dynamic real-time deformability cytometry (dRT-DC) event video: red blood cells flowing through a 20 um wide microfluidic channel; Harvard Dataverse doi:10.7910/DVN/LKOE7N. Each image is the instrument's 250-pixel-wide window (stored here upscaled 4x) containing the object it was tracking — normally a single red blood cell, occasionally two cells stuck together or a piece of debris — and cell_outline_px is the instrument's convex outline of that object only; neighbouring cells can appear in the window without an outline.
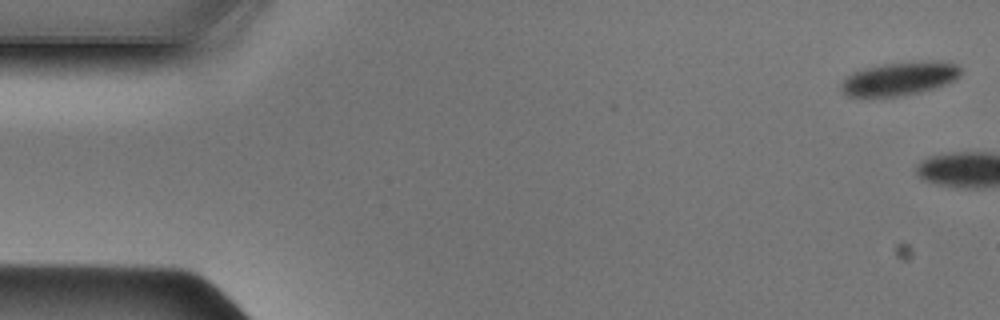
{"species": "Egyptian fruit bat (a non-hibernating species)", "species_latin": "Rousettus aegyptiacus", "temperature_condition": "cold", "stored_images_in_passage": 7, "camera_frame_rate_fps": 3000, "um_per_image_px": 0.085, "animal": {"sex": "male"}, "frame": {"image": 1, "passage_image": 1, "time_ms": 0.0, "image_size_px": [1000, 320], "cell_outline_px": [[960, 76], [956, 80], [932, 88], [900, 96], [848, 96], [840, 88], [840, 84], [852, 72], [884, 64], [956, 64], [960, 68]], "centroid_in_image_um": [76.37, 6.74], "position_along_channel_um": 8.6, "area_um2": 21.79}}